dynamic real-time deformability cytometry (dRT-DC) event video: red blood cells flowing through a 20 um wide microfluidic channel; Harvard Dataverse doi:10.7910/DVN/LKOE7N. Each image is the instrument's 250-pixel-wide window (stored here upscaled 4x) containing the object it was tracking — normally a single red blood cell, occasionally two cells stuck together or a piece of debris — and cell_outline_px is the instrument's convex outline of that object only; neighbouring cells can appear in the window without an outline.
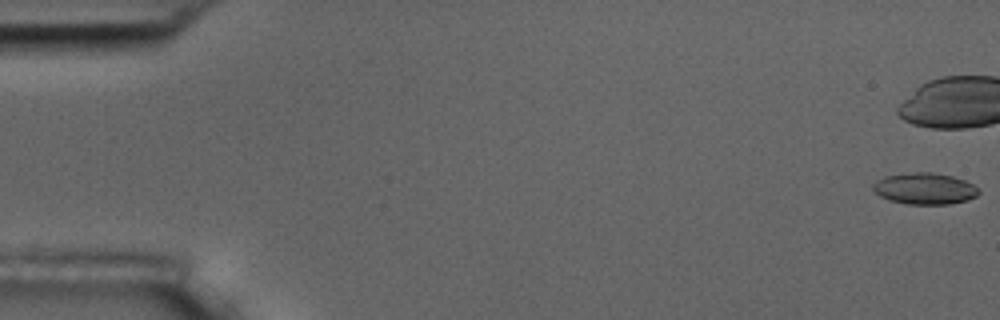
{"species": "common noctule bat (a hibernating species)", "species_latin": "Nyctalus noctula", "temperature_condition": "room temperature", "stored_images_in_passage": 5, "camera_frame_rate_fps": 3000, "um_per_image_px": 0.085, "animal": {"sex": "male", "body_mass_g": 17.5, "forearm_length_mm": 52.3}, "frame": {"image": 1, "passage_image": 1, "time_ms": 0.0, "image_size_px": [1000, 320], "cell_outline_px": [[980, 192], [976, 196], [968, 200], [948, 204], [908, 204], [888, 200], [880, 196], [872, 188], [872, 184], [876, 180], [884, 176], [916, 172], [932, 172], [952, 176], [964, 180], [980, 188]], "centroid_in_image_um": [78.6, 16.03], "position_along_channel_um": 6.4, "area_um2": 19.42}}